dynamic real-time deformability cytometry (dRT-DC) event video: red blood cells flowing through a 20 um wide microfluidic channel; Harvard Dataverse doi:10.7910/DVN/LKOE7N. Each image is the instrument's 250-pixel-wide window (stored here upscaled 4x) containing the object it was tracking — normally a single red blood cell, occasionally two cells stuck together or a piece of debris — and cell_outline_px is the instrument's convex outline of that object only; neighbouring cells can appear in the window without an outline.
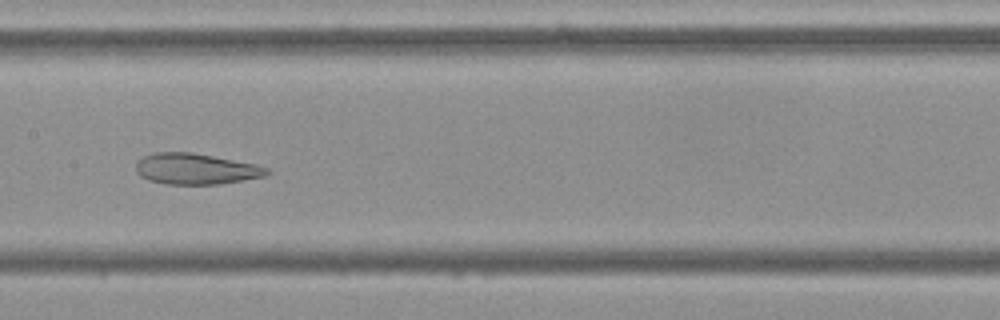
{"species": "Egyptian fruit bat (a non-hibernating species)", "species_latin": "Rousettus aegyptiacus", "temperature_condition": "cold", "stored_images_in_passage": 54, "camera_frame_rate_fps": 3000, "um_per_image_px": 0.085, "frame": {"image": 1, "passage_image": 27, "time_ms": 8.667, "image_size_px": [1000, 320], "cell_outline_px": [[272, 172], [264, 176], [220, 184], [168, 184], [148, 180], [140, 176], [136, 172], [136, 164], [144, 156], [156, 152], [192, 152], [256, 164], [268, 168]], "centroid_in_image_um": [16.65, 14.35], "position_along_channel_um": 190.8, "area_um2": 23.52}}
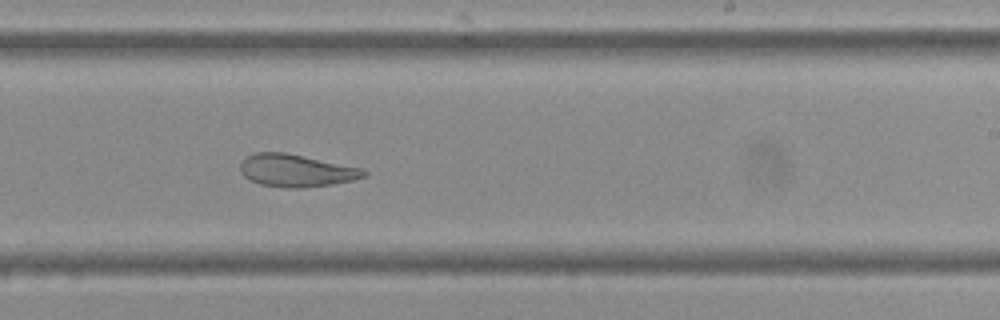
{"frame": {"image": 2, "passage_image": 33, "time_ms": 10.667, "image_size_px": [1000, 320], "cell_outline_px": [[368, 172], [364, 176], [352, 180], [332, 184], [300, 188], [284, 188], [260, 184], [248, 180], [240, 172], [240, 164], [244, 156], [256, 152], [284, 152], [364, 168]], "centroid_in_image_um": [25.13, 14.49], "position_along_channel_um": 263.9, "area_um2": 23.58}}
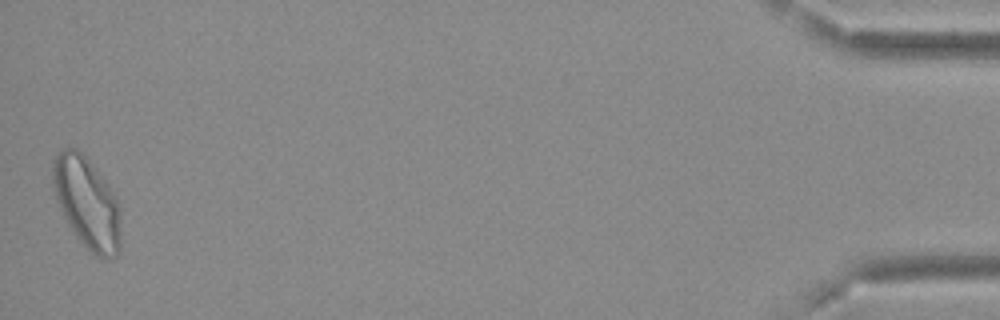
{"frame": {"image": 3, "passage_image": 54, "time_ms": 17.667, "image_size_px": [1000, 320], "cell_outline_px": [[120, 252], [112, 260], [100, 260], [76, 236], [68, 224], [56, 200], [52, 188], [52, 160], [56, 152], [64, 148], [76, 148], [92, 164], [108, 184], [116, 196], [120, 204]], "centroid_in_image_um": [7.4, 17.26], "position_along_channel_um": 427.8, "area_um2": 36.7}, "authors_computed_cell_mechanics": {"area_um2": 29.6225, "velocity_mm_per_s": 3.6647, "shape_relaxation_time_tau1_ms": null, "shape_relaxation_time_tau2_ms": 2.3346, "deformation_change_tau1": null, "deformation_change_tau2": 0.0948}}